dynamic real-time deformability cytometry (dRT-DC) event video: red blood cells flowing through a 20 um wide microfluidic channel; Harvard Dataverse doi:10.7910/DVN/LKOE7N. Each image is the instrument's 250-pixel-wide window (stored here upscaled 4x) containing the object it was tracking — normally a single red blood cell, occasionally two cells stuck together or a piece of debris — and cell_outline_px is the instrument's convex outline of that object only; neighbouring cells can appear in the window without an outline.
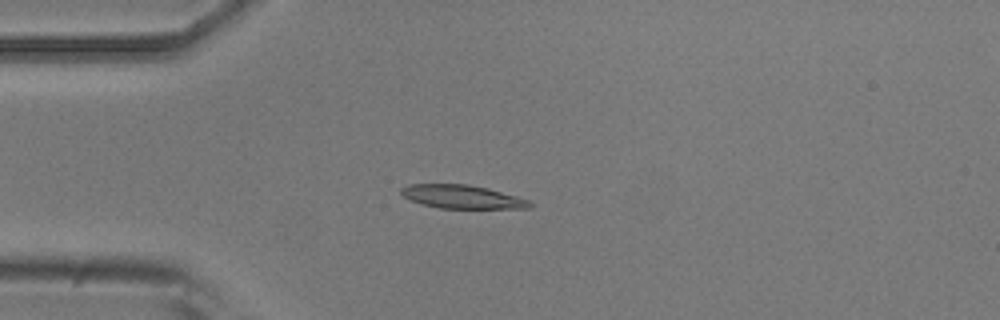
{"species": "common noctule bat (a hibernating species)", "species_latin": "Nyctalus noctula", "temperature_condition": "room temperature", "stored_images_in_passage": 7, "camera_frame_rate_fps": 3000, "um_per_image_px": 0.085, "animal": {"sex": "male", "body_mass_g": 20.5, "forearm_length_mm": 52.5}, "frame": {"image": 1, "passage_image": 4, "time_ms": 3.333, "image_size_px": [1000, 320], "cell_outline_px": [[532, 208], [440, 208], [424, 204], [412, 200], [404, 196], [400, 192], [400, 188], [408, 184], [468, 184], [488, 188], [516, 196], [528, 200], [532, 204]], "centroid_in_image_um": [39.28, 16.71], "position_along_channel_um": 45.7, "area_um2": 17.4}}
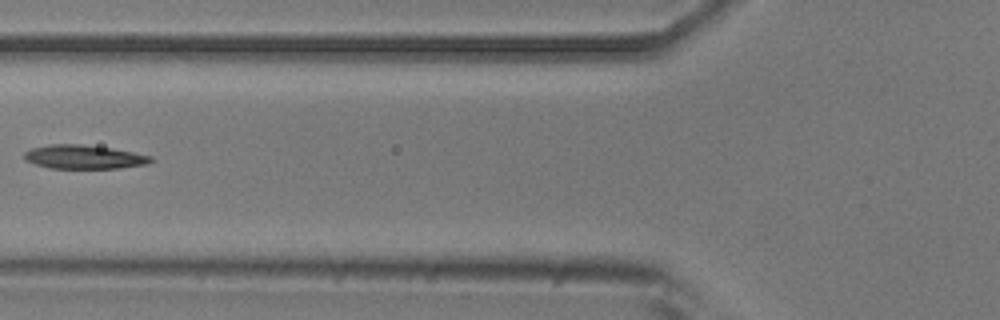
{"frame": {"image": 2, "passage_image": 6, "time_ms": 5.667, "image_size_px": [1000, 320], "cell_outline_px": [[156, 160], [148, 164], [120, 168], [48, 168], [24, 160], [24, 152], [32, 148], [48, 144], [84, 144], [112, 148], [152, 156]], "centroid_in_image_um": [7.16, 13.34], "position_along_channel_um": 118.6, "area_um2": 17.74}}
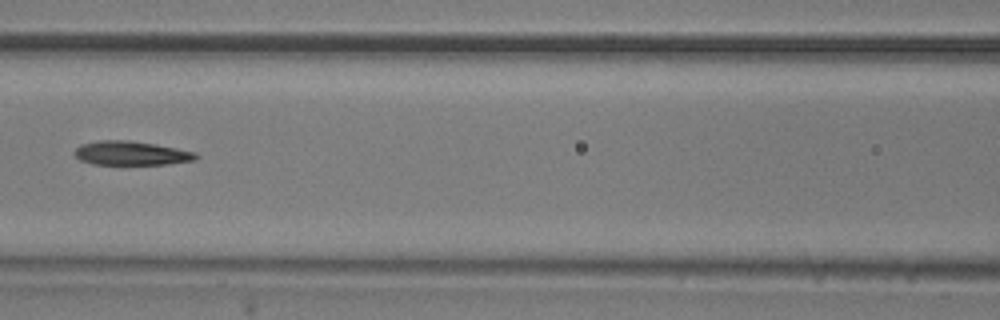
{"frame": {"image": 3, "passage_image": 7, "time_ms": 6.667, "image_size_px": [1000, 320], "cell_outline_px": [[200, 156], [196, 160], [168, 164], [92, 164], [80, 160], [76, 156], [76, 148], [80, 144], [96, 140], [128, 140], [156, 144], [196, 152]], "centroid_in_image_um": [11.18, 13.01], "position_along_channel_um": 155.4, "area_um2": 17.05}}